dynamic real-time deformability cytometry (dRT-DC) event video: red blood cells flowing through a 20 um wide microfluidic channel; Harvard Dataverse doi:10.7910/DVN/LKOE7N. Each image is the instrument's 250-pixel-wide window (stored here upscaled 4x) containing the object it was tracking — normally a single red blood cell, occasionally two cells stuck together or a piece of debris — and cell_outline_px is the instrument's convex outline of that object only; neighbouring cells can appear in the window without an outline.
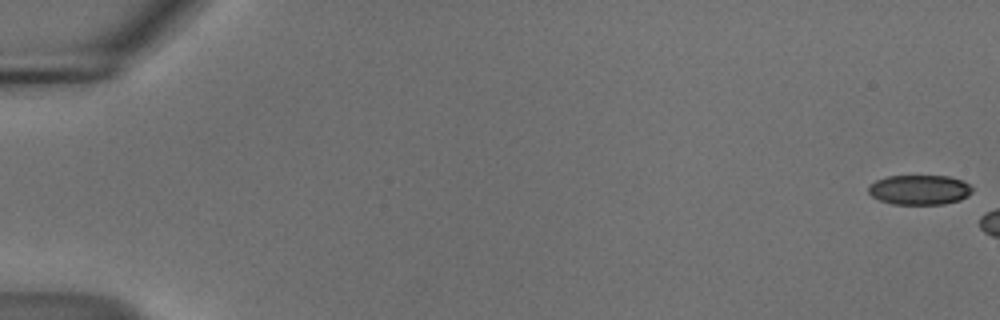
{"species": "common noctule bat (a hibernating species)", "species_latin": "Nyctalus noctula", "temperature_condition": "cold", "stored_images_in_passage": 6, "camera_frame_rate_fps": 3000, "um_per_image_px": 0.085, "animal": {"sex": "male", "body_mass_g": 18.8}, "frame": {"image": 1, "passage_image": 1, "time_ms": 0.0, "image_size_px": [1000, 320], "cell_outline_px": [[972, 192], [968, 196], [960, 200], [944, 204], [892, 204], [880, 200], [872, 196], [868, 192], [868, 184], [876, 180], [888, 176], [948, 176], [960, 180], [968, 184], [972, 188]], "centroid_in_image_um": [78.13, 16.13], "position_along_channel_um": 6.9, "area_um2": 18.03}}